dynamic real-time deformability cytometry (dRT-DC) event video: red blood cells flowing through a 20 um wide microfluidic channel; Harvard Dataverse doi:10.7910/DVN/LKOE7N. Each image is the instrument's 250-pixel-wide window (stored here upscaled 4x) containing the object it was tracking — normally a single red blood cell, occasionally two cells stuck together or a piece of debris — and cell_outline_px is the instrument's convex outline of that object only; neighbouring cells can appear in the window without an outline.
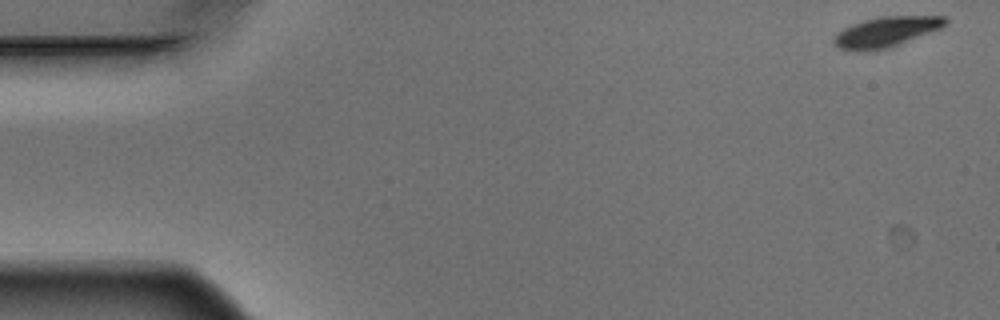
{"species": "Egyptian fruit bat (a non-hibernating species)", "species_latin": "Rousettus aegyptiacus", "temperature_condition": "warm", "stored_images_in_passage": 6, "camera_frame_rate_fps": 3000, "um_per_image_px": 0.085, "animal": {"sex": "male"}, "frame": {"image": 1, "passage_image": 1, "time_ms": 0.0, "image_size_px": [1000, 320], "cell_outline_px": [[948, 20], [940, 28], [888, 48], [876, 52], [856, 52], [840, 48], [832, 40], [836, 32], [852, 24], [864, 20], [880, 16], [944, 16]], "centroid_in_image_um": [75.24, 2.73], "position_along_channel_um": 9.8, "area_um2": 19.65}}
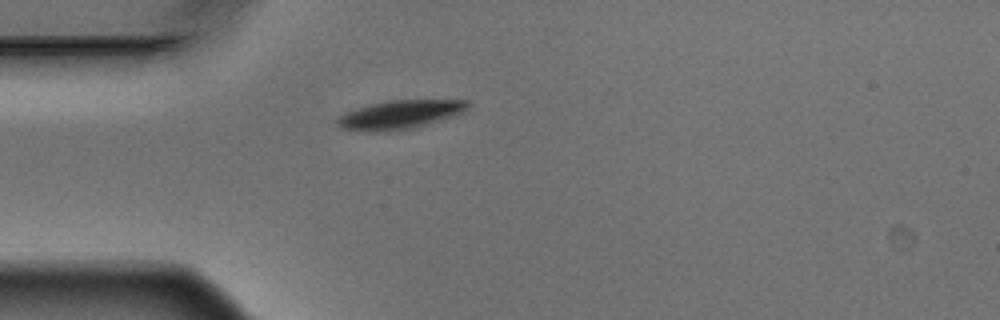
{"frame": {"image": 2, "passage_image": 5, "time_ms": 1.333, "image_size_px": [1000, 320], "cell_outline_px": [[472, 104], [464, 112], [452, 116], [424, 124], [408, 128], [376, 132], [368, 132], [340, 128], [336, 124], [336, 120], [344, 112], [372, 104], [388, 100], [468, 100]], "centroid_in_image_um": [33.98, 9.73], "position_along_channel_um": 51.0, "area_um2": 21.5}}